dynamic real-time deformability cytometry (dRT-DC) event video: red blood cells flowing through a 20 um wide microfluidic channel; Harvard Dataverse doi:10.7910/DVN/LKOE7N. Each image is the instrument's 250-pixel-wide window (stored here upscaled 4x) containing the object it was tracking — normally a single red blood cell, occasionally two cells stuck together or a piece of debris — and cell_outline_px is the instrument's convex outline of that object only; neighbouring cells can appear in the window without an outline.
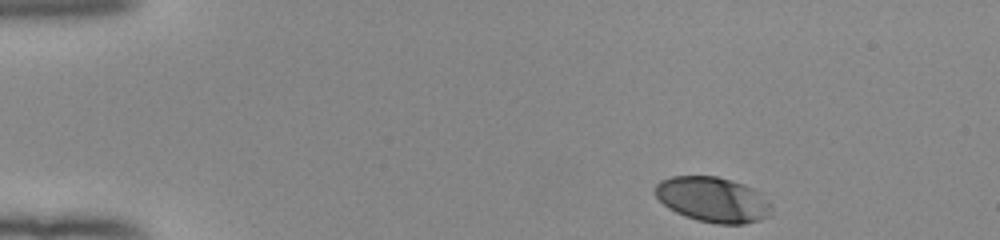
{"species": "human", "species_latin": "Homo sapiens", "temperature_condition": "room temperature", "stored_images_in_passage": 40, "camera_frame_rate_fps": 3000, "um_per_image_px": 0.085, "donor": {"sex": "female"}, "frame": {"image": 1, "passage_image": 1, "time_ms": 0.0, "image_size_px": [1000, 240], "cell_outline_px": [[772, 208], [768, 216], [760, 220], [744, 224], [716, 224], [696, 220], [684, 216], [668, 208], [652, 192], [656, 184], [660, 180], [672, 176], [716, 176], [744, 184], [760, 192], [772, 204]], "centroid_in_image_um": [60.58, 16.96], "position_along_channel_um": 24.4, "area_um2": 30.92}}
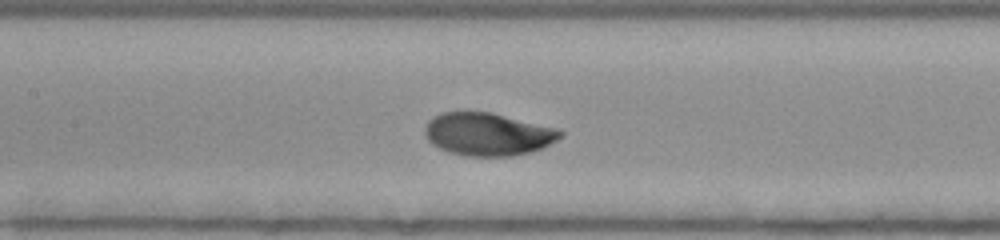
{"frame": {"image": 2, "passage_image": 19, "time_ms": 6.0, "image_size_px": [1000, 240], "cell_outline_px": [[564, 132], [556, 140], [544, 148], [532, 152], [512, 156], [464, 156], [448, 152], [432, 144], [428, 140], [424, 132], [424, 128], [428, 120], [432, 116], [440, 112], [492, 112], [556, 128]], "centroid_in_image_um": [41.44, 11.41], "position_along_channel_um": 166.0, "area_um2": 33.99}}
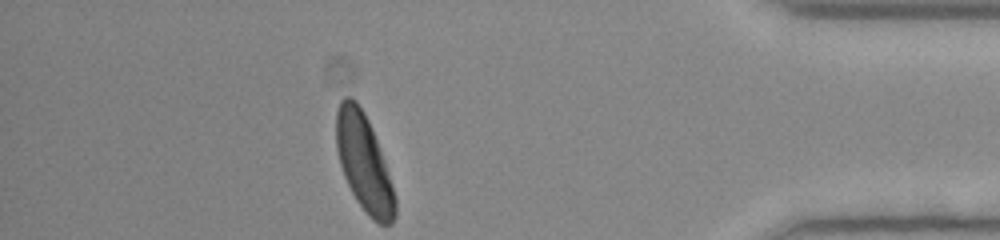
{"frame": {"image": 3, "passage_image": 40, "time_ms": 13.0, "image_size_px": [1000, 240], "cell_outline_px": [[396, 216], [392, 224], [380, 224], [372, 220], [368, 216], [356, 200], [344, 176], [340, 164], [336, 148], [336, 112], [340, 100], [344, 96], [352, 96], [356, 100], [364, 112], [372, 128], [384, 160], [396, 200]], "centroid_in_image_um": [30.92, 13.82], "position_along_channel_um": 404.3, "area_um2": 33.23}, "authors_computed_cell_mechanics": {"area_um2": 32.8882, "velocity_mm_per_s": 3.9406, "shape_relaxation_time_tau1_ms": 2.1874, "shape_relaxation_time_tau2_ms": null, "deformation_change_tau1": 0.1361, "deformation_change_tau2": null}}